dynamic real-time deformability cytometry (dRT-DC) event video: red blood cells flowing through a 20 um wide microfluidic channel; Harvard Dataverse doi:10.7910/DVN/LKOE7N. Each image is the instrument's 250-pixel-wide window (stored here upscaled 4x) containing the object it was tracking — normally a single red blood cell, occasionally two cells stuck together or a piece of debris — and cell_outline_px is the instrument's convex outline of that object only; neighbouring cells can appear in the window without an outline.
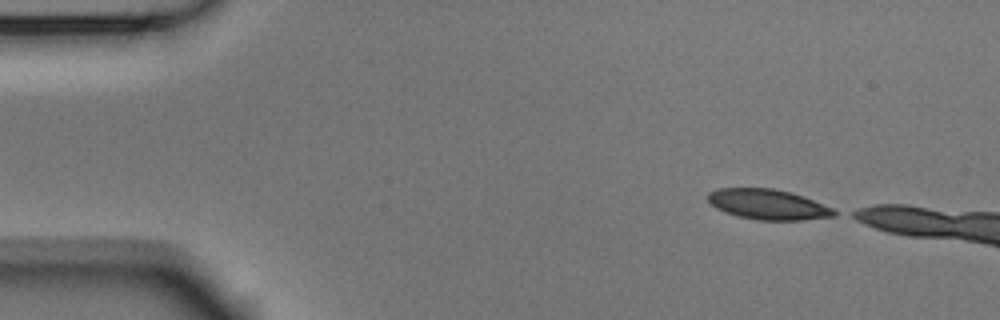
{"species": "Egyptian fruit bat (a non-hibernating species)", "species_latin": "Rousettus aegyptiacus", "temperature_condition": "room temperature", "stored_images_in_passage": 5, "camera_frame_rate_fps": 3000, "um_per_image_px": 0.085, "animal": {"sex": "male"}, "frame": {"image": 1, "passage_image": 1, "time_ms": 0.0, "image_size_px": [1000, 320], "cell_outline_px": [[840, 212], [836, 216], [804, 220], [756, 220], [736, 216], [724, 212], [716, 208], [708, 200], [708, 192], [716, 188], [772, 188], [792, 192], [804, 196], [832, 208]], "centroid_in_image_um": [65.29, 17.38], "position_along_channel_um": 19.7, "area_um2": 22.54}}